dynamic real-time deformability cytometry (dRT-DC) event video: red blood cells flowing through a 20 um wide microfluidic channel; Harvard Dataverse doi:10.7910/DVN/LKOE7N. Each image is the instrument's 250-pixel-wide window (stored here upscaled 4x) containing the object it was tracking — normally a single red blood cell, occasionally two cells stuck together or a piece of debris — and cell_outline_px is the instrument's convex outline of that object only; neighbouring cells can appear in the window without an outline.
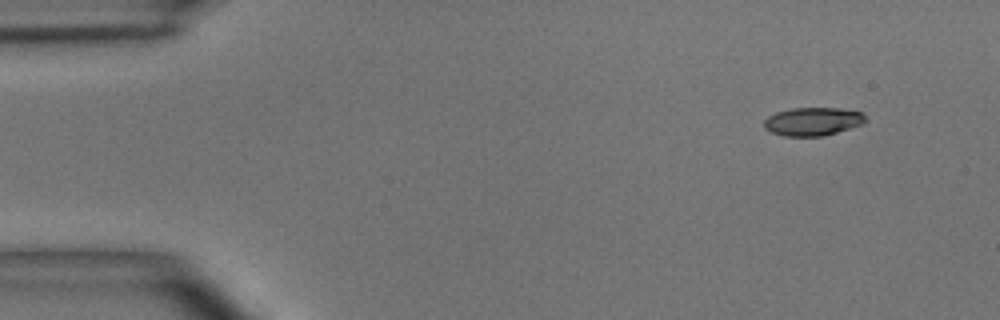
{"species": "common noctule bat (a hibernating species)", "species_latin": "Nyctalus noctula", "temperature_condition": "room temperature", "stored_images_in_passage": 4, "camera_frame_rate_fps": 3000, "um_per_image_px": 0.085, "animal": {"sex": "male", "body_mass_g": 15.6}, "frame": {"image": 1, "passage_image": 1, "time_ms": 0.0, "image_size_px": [1000, 320], "cell_outline_px": [[864, 124], [824, 136], [784, 136], [772, 132], [764, 128], [764, 120], [768, 116], [776, 112], [792, 108], [840, 108], [860, 112], [864, 116]], "centroid_in_image_um": [69.07, 10.33], "position_along_channel_um": 15.9, "area_um2": 16.65}}
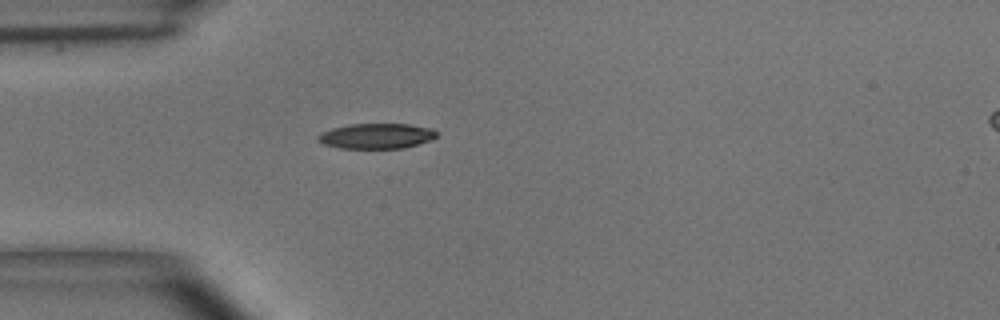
{"frame": {"image": 2, "passage_image": 4, "time_ms": 3.333, "image_size_px": [1000, 320], "cell_outline_px": [[436, 136], [432, 140], [404, 148], [340, 148], [324, 144], [316, 140], [316, 136], [320, 132], [332, 128], [352, 124], [408, 124], [432, 128], [436, 132]], "centroid_in_image_um": [31.97, 11.56], "position_along_channel_um": 53.0, "area_um2": 17.51}}